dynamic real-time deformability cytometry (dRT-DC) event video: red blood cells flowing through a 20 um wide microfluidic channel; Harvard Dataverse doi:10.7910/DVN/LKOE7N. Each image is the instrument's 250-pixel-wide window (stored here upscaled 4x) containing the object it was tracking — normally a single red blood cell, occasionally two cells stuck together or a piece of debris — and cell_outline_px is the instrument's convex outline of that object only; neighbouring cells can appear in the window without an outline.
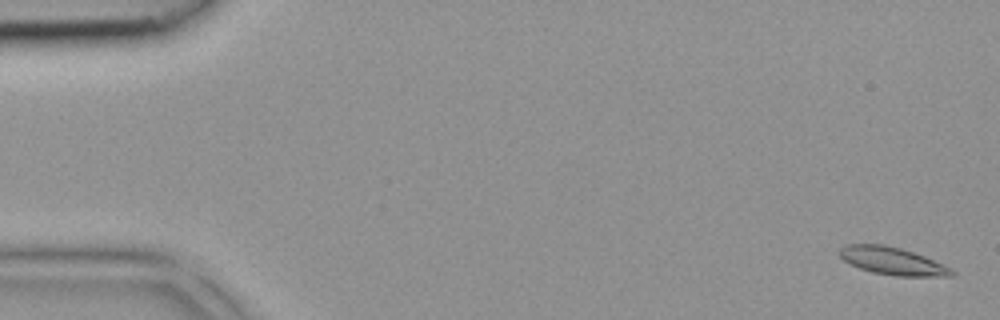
{"species": "common noctule bat (a hibernating species)", "species_latin": "Nyctalus noctula", "temperature_condition": "room temperature", "stored_images_in_passage": 42, "camera_frame_rate_fps": 3000, "um_per_image_px": 0.085, "animal": {"sex": "female", "body_mass_g": 18.4}, "frame": {"image": 1, "passage_image": 2, "time_ms": 0.333, "image_size_px": [1000, 320], "cell_outline_px": [[956, 272], [952, 276], [896, 276], [872, 272], [860, 268], [844, 260], [840, 256], [840, 248], [848, 244], [884, 244], [900, 248], [924, 256], [952, 268]], "centroid_in_image_um": [75.88, 22.19], "position_along_channel_um": 9.1, "area_um2": 17.86}}
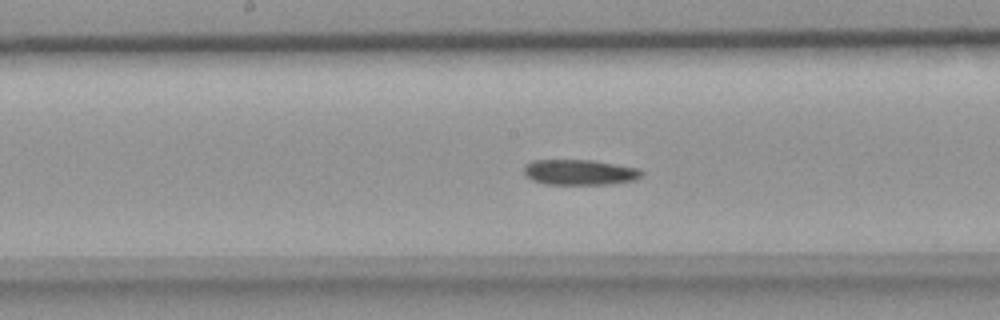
{"frame": {"image": 2, "passage_image": 22, "time_ms": 7.0, "image_size_px": [1000, 320], "cell_outline_px": [[644, 172], [640, 176], [632, 180], [608, 184], [544, 184], [532, 180], [524, 176], [524, 164], [532, 160], [592, 160], [640, 168]], "centroid_in_image_um": [49.22, 14.63], "position_along_channel_um": 199.0, "area_um2": 17.51}}
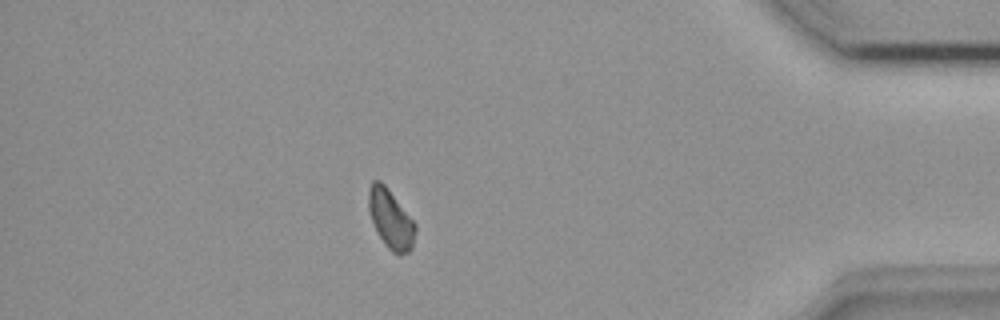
{"frame": {"image": 3, "passage_image": 37, "time_ms": 12.0, "image_size_px": [1000, 320], "cell_outline_px": [[416, 232], [412, 248], [408, 252], [392, 252], [384, 244], [372, 220], [368, 208], [368, 192], [372, 180], [380, 180], [388, 188], [416, 224]], "centroid_in_image_um": [33.21, 18.59], "position_along_channel_um": 402.0, "area_um2": 15.84}}